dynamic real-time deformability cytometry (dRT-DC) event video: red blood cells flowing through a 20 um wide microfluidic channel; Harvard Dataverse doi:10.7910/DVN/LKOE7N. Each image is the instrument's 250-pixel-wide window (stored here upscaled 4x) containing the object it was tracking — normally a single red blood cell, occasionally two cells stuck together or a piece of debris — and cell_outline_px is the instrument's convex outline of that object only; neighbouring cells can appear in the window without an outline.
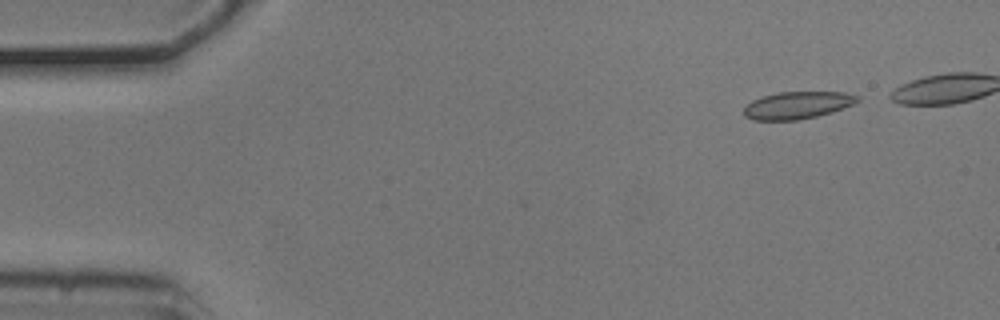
{"species": "common noctule bat (a hibernating species)", "species_latin": "Nyctalus noctula", "temperature_condition": "cold", "stored_images_in_passage": 7, "camera_frame_rate_fps": 3000, "um_per_image_px": 0.085, "animal": {"sex": "male", "body_mass_g": 20.5, "forearm_length_mm": 52.5}, "frame": {"image": 1, "passage_image": 3, "time_ms": 0.667, "image_size_px": [1000, 320], "cell_outline_px": [[860, 100], [852, 104], [832, 112], [816, 116], [796, 120], [752, 120], [744, 116], [744, 108], [752, 100], [760, 96], [780, 92], [844, 92], [860, 96]], "centroid_in_image_um": [67.76, 8.94], "position_along_channel_um": 17.2, "area_um2": 18.03}}